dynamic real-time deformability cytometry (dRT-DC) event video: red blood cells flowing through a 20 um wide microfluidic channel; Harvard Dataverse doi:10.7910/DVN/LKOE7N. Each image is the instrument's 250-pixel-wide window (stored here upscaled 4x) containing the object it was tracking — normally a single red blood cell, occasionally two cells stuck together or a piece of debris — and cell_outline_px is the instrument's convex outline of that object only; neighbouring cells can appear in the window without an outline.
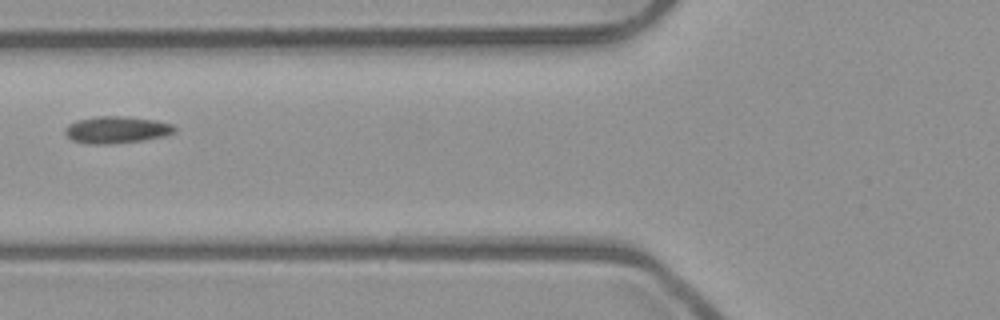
{"species": "common noctule bat (a hibernating species)", "species_latin": "Nyctalus noctula", "temperature_condition": "room temperature", "stored_images_in_passage": 7, "camera_frame_rate_fps": 3000, "um_per_image_px": 0.085, "animal": {"sex": "male", "body_mass_g": 23.1, "forearm_length_mm": 52.7}, "frame": {"image": 1, "passage_image": 7, "time_ms": 2.0, "image_size_px": [1000, 320], "cell_outline_px": [[176, 128], [172, 132], [164, 136], [140, 140], [112, 144], [88, 144], [72, 140], [64, 132], [64, 128], [68, 124], [76, 120], [96, 116], [128, 116], [156, 120], [172, 124]], "centroid_in_image_um": [9.86, 11.02], "position_along_channel_um": 115.9, "area_um2": 17.22}}